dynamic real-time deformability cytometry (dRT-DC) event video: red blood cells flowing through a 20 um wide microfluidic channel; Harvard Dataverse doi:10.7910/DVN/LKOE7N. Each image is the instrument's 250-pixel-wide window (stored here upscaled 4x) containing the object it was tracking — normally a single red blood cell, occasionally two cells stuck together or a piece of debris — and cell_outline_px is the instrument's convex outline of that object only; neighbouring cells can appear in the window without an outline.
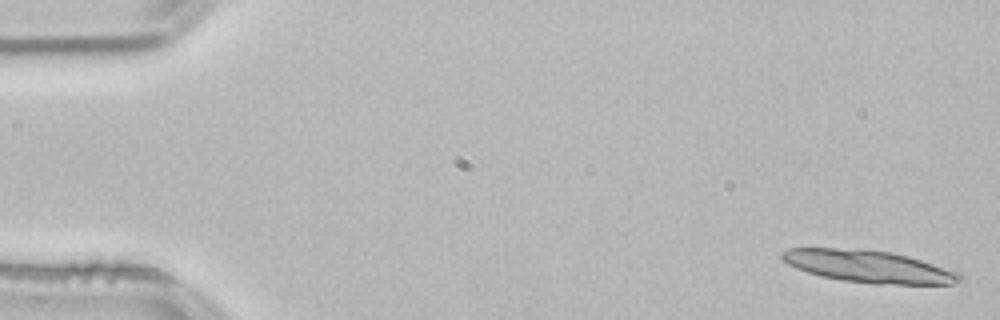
{"species": "common noctule bat (a hibernating species)", "species_latin": "Nyctalus noctula", "temperature_condition": "room temperature", "stored_images_in_passage": 8, "camera_frame_rate_fps": 3000, "um_per_image_px": 0.085, "animal": {"sex": "male", "body_mass_g": 21.5, "forearm_length_mm": 52.0}, "frame": {"image": 1, "passage_image": 1, "time_ms": 0.0, "image_size_px": [1000, 320], "cell_outline_px": [[964, 280], [952, 284], [872, 284], [840, 280], [820, 276], [796, 268], [780, 260], [780, 252], [788, 248], [836, 248], [892, 252], [908, 256], [960, 272]], "centroid_in_image_um": [73.82, 22.66], "position_along_channel_um": 11.2, "area_um2": 33.52}}